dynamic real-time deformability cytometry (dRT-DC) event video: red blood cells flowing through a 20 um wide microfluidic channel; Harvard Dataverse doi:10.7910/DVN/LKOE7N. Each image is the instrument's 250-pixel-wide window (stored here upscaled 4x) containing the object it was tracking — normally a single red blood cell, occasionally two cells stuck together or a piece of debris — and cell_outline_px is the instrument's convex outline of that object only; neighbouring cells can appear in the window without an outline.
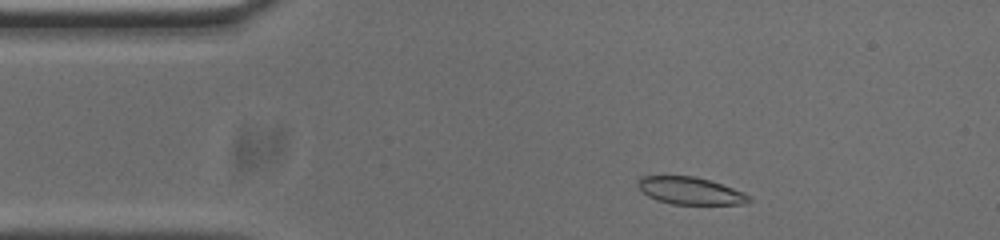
{"species": "common noctule bat (a hibernating species)", "species_latin": "Nyctalus noctula", "temperature_condition": "cold", "stored_images_in_passage": 48, "camera_frame_rate_fps": 3000, "um_per_image_px": 0.085, "animal": {"sex": "male", "body_mass_g": 20.0, "forearm_length_mm": 53.3}, "frame": {"image": 1, "passage_image": 3, "time_ms": 0.667, "image_size_px": [1000, 240], "cell_outline_px": [[752, 200], [748, 204], [672, 204], [656, 200], [648, 196], [636, 184], [640, 176], [692, 176], [708, 180], [744, 192], [752, 196]], "centroid_in_image_um": [58.69, 16.23], "position_along_channel_um": 26.3, "area_um2": 17.63}}
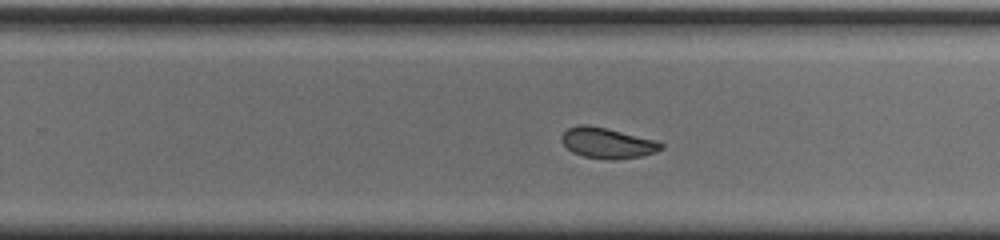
{"frame": {"image": 2, "passage_image": 27, "time_ms": 8.667, "image_size_px": [1000, 240], "cell_outline_px": [[664, 148], [656, 152], [640, 156], [612, 160], [608, 160], [584, 156], [572, 152], [560, 140], [560, 136], [568, 128], [580, 124], [588, 124], [608, 128], [660, 140], [664, 144]], "centroid_in_image_um": [51.67, 12.14], "position_along_channel_um": 278.1, "area_um2": 18.09}}
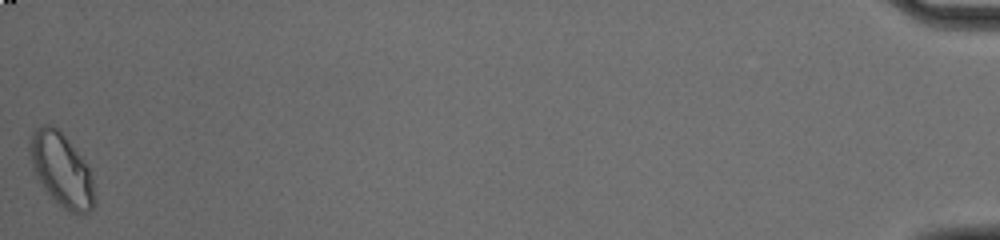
{"frame": {"image": 3, "passage_image": 48, "time_ms": 15.667, "image_size_px": [1000, 240], "cell_outline_px": [[96, 204], [88, 212], [80, 216], [64, 208], [44, 188], [36, 176], [28, 152], [28, 148], [32, 132], [36, 128], [44, 124], [52, 124], [60, 128], [88, 164], [92, 172], [96, 196]], "centroid_in_image_um": [5.27, 14.4], "position_along_channel_um": 429.9, "area_um2": 28.26}, "authors_computed_cell_mechanics": {"area_um2": 18.6405, "velocity_mm_per_s": 3.7365, "shape_relaxation_time_tau1_ms": 4.9129, "shape_relaxation_time_tau2_ms": 0.9362, "deformation_change_tau1": 0.1407, "deformation_change_tau2": 0.0689}}